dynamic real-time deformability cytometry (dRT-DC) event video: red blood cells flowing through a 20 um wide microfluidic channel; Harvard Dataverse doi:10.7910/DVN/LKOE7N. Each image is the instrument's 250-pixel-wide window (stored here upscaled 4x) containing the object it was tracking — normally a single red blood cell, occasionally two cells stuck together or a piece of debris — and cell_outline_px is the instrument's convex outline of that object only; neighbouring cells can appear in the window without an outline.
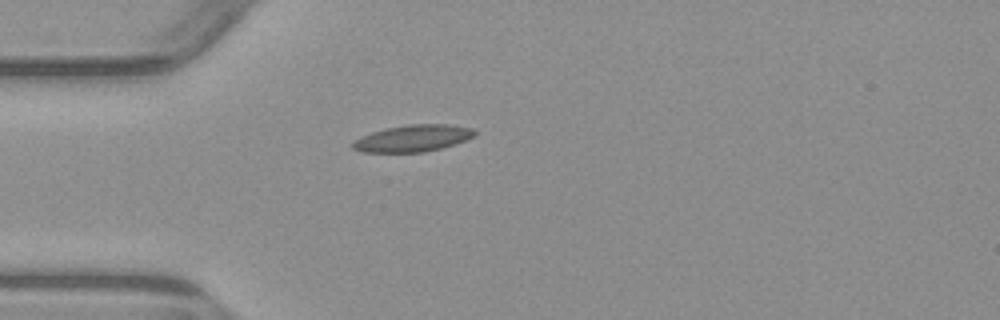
{"species": "common noctule bat (a hibernating species)", "species_latin": "Nyctalus noctula", "temperature_condition": "warm", "stored_images_in_passage": 2, "camera_frame_rate_fps": 3000, "um_per_image_px": 0.085, "animal": {"sex": "male", "body_mass_g": 23.1, "forearm_length_mm": 52.7}, "frame": {"image": 1, "passage_image": 2, "time_ms": 2.0, "image_size_px": [1000, 320], "cell_outline_px": [[476, 132], [472, 136], [456, 144], [424, 152], [360, 152], [352, 148], [348, 144], [352, 140], [360, 136], [384, 128], [408, 124], [448, 124], [472, 128]], "centroid_in_image_um": [35.0, 11.75], "position_along_channel_um": 50.0, "area_um2": 19.19}}